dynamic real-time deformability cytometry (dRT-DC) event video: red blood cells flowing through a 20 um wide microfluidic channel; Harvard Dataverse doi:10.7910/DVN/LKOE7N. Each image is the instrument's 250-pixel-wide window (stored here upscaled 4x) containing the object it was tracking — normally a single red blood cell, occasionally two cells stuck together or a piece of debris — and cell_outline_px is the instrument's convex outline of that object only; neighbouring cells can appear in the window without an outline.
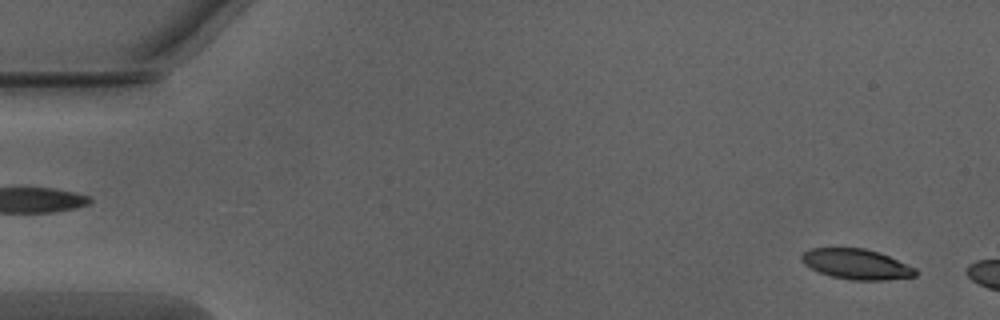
{"species": "Egyptian fruit bat (a non-hibernating species)", "species_latin": "Rousettus aegyptiacus", "temperature_condition": "warm", "stored_images_in_passage": 6, "camera_frame_rate_fps": 3000, "um_per_image_px": 0.085, "animal": {"sex": "male"}, "frame": {"image": 1, "passage_image": 2, "time_ms": 0.333, "image_size_px": [1000, 320], "cell_outline_px": [[920, 272], [916, 276], [884, 280], [852, 280], [832, 276], [820, 272], [804, 264], [800, 260], [800, 256], [804, 252], [812, 248], [864, 248], [880, 252], [916, 268]], "centroid_in_image_um": [72.83, 22.45], "position_along_channel_um": 12.2, "area_um2": 20.11}}